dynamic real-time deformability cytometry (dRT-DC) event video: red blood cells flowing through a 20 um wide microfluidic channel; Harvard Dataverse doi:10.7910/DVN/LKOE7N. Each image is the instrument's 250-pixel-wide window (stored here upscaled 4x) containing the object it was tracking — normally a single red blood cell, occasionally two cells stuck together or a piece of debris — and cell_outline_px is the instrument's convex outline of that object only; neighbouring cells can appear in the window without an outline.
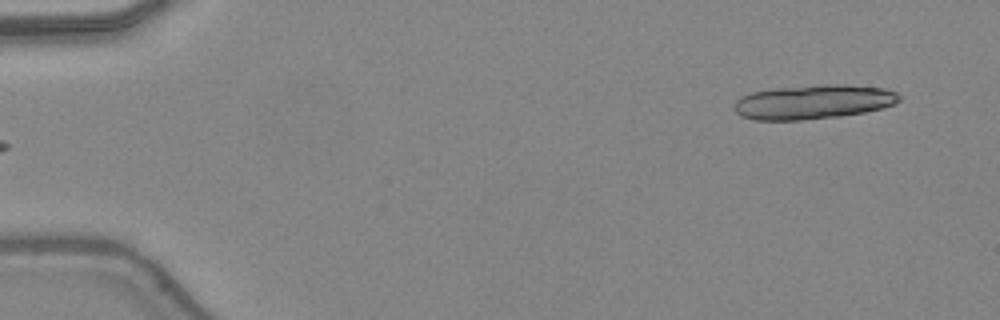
{"species": "common noctule bat (a hibernating species)", "species_latin": "Nyctalus noctula", "temperature_condition": "warm", "stored_images_in_passage": 13, "segment_of_instrument_passage": [1, 2], "camera_frame_rate_fps": 3000, "um_per_image_px": 0.085, "animal": {"sex": "female", "body_mass_g": 24.6, "forearm_length_mm": 56.2}, "frame": {"image": 1, "passage_image": 2, "time_ms": 0.333, "image_size_px": [1000, 320], "cell_outline_px": [[888, 104], [876, 108], [856, 112], [820, 116], [780, 120], [772, 120], [748, 116], [764, 92], [808, 88], [872, 88], [888, 92]], "centroid_in_image_um": [69.44, 8.72], "position_along_channel_um": 15.6, "area_um2": 24.51}}